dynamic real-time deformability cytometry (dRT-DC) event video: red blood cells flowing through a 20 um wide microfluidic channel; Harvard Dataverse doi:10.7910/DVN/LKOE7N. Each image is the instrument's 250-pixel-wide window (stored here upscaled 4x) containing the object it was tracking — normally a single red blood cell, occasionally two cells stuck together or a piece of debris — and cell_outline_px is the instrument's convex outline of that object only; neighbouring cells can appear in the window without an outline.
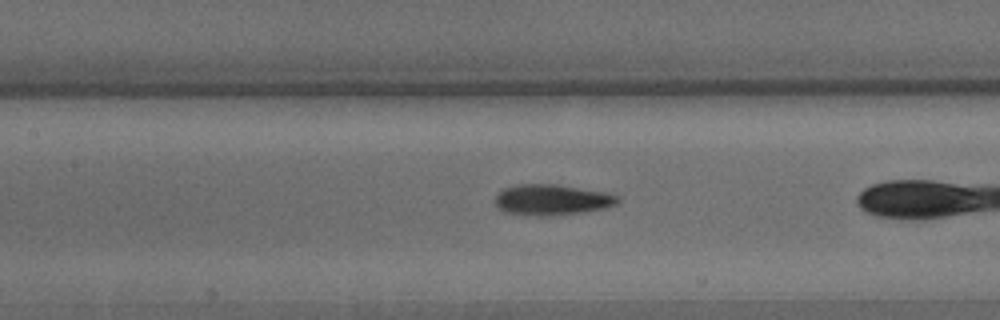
{"species": "common noctule bat (a hibernating species)", "species_latin": "Nyctalus noctula", "temperature_condition": "warm", "stored_images_in_passage": 39, "camera_frame_rate_fps": 3000, "um_per_image_px": 0.085, "animal": {"sex": "male", "body_mass_g": 15.6}, "frame": {"image": 1, "passage_image": 21, "time_ms": 6.667, "image_size_px": [1000, 320], "cell_outline_px": [[620, 200], [616, 204], [608, 208], [584, 212], [548, 216], [536, 216], [504, 212], [496, 208], [496, 196], [504, 188], [520, 184], [556, 184], [604, 192], [620, 196]], "centroid_in_image_um": [46.93, 16.99], "position_along_channel_um": 160.5, "area_um2": 22.08}}
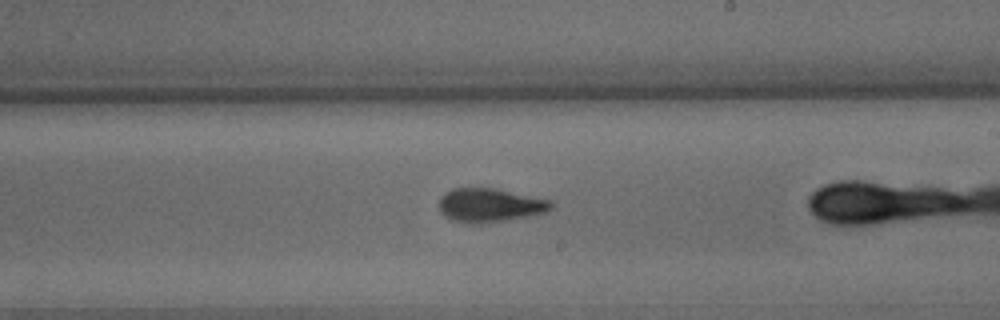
{"frame": {"image": 2, "passage_image": 28, "time_ms": 9.0, "image_size_px": [1000, 320], "cell_outline_px": [[556, 204], [548, 212], [504, 220], [452, 220], [444, 216], [440, 212], [440, 196], [444, 192], [452, 188], [496, 188], [552, 200]], "centroid_in_image_um": [41.7, 17.38], "position_along_channel_um": 247.3, "area_um2": 21.44}}
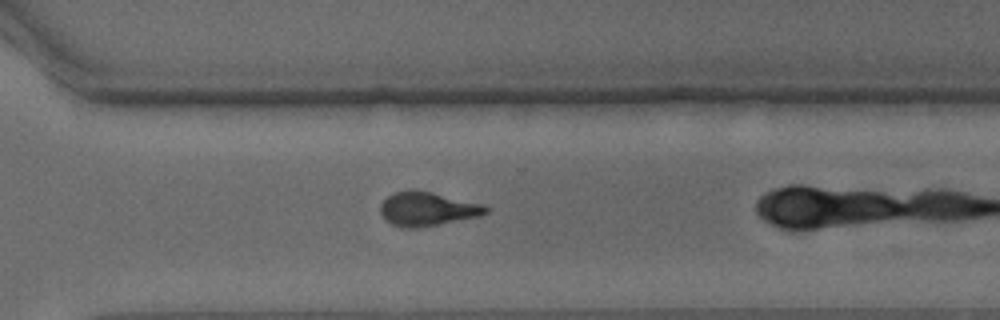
{"frame": {"image": 3, "passage_image": 35, "time_ms": 11.333, "image_size_px": [1000, 320], "cell_outline_px": [[488, 212], [480, 216], [416, 228], [404, 228], [392, 224], [384, 220], [380, 212], [380, 204], [392, 192], [432, 192], [484, 204], [488, 208]], "centroid_in_image_um": [36.32, 17.78], "position_along_channel_um": 334.3, "area_um2": 20.46}}